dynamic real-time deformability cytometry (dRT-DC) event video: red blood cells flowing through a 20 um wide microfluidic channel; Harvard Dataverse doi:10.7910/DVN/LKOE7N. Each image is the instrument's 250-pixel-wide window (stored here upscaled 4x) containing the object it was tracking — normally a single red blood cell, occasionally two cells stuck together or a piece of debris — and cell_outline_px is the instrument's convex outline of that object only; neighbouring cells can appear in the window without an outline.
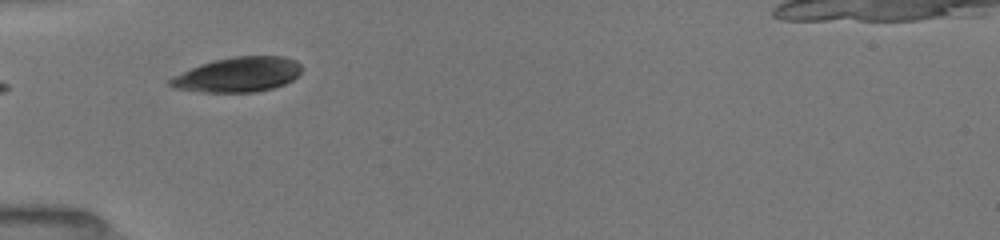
{"species": "common noctule bat (a hibernating species)", "species_latin": "Nyctalus noctula", "temperature_condition": "room temperature", "stored_images_in_passage": 27, "camera_frame_rate_fps": 3000, "um_per_image_px": 0.085, "animal": {"sex": "female", "body_mass_g": 19.5, "forearm_length_mm": 54.1}, "frame": {"image": 1, "passage_image": 1, "time_ms": 0.0, "image_size_px": [1000, 240], "cell_outline_px": [[304, 68], [292, 80], [284, 84], [272, 88], [256, 92], [200, 92], [176, 88], [168, 84], [168, 80], [172, 76], [192, 68], [216, 60], [236, 56], [284, 56], [296, 60]], "centroid_in_image_um": [20.26, 6.34], "position_along_channel_um": 64.7, "area_um2": 26.53}}
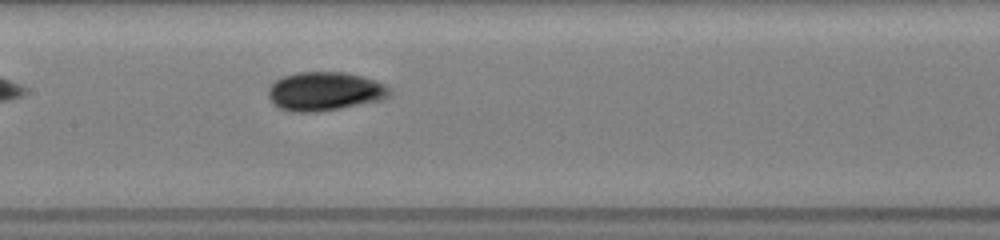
{"frame": {"image": 2, "passage_image": 7, "time_ms": 3.0, "image_size_px": [1000, 240], "cell_outline_px": [[392, 92], [388, 96], [380, 100], [340, 108], [316, 112], [292, 112], [280, 108], [268, 96], [268, 88], [276, 80], [284, 76], [296, 72], [344, 72], [364, 76], [376, 80], [392, 88]], "centroid_in_image_um": [27.63, 7.75], "position_along_channel_um": 179.8, "area_um2": 27.4}}
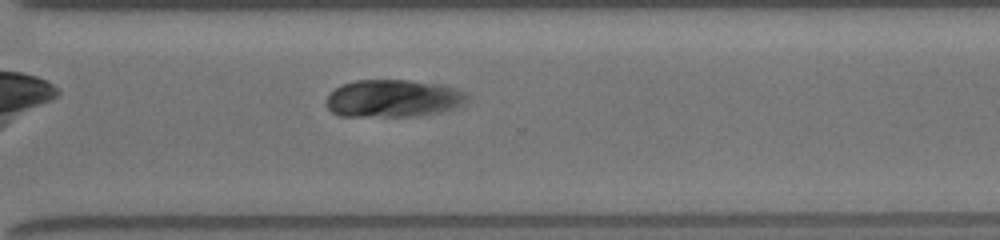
{"frame": {"image": 3, "passage_image": 17, "time_ms": 7.0, "image_size_px": [1000, 240], "cell_outline_px": [[472, 100], [468, 104], [456, 108], [416, 116], [340, 116], [332, 112], [328, 108], [328, 96], [336, 88], [344, 84], [356, 80], [408, 80], [444, 84], [468, 92]], "centroid_in_image_um": [33.55, 8.36], "position_along_channel_um": 337.0, "area_um2": 31.15}, "authors_computed_cell_mechanics": {"area_um2": 28.9, "velocity_mm_per_s": 3.947, "shape_relaxation_time_tau1_ms": 1.0315, "shape_relaxation_time_tau2_ms": 1.3252, "deformation_change_tau1": 0.0499, "deformation_change_tau2": 0.0585}}